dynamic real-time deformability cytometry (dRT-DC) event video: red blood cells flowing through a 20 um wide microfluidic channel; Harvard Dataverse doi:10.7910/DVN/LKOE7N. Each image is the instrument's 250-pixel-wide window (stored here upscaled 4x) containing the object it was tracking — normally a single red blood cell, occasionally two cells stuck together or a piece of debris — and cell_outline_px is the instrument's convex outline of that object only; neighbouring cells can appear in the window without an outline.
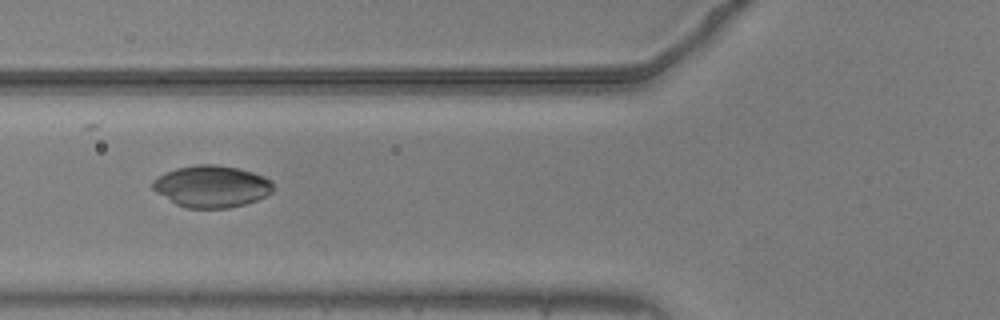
{"species": "common noctule bat (a hibernating species)", "species_latin": "Nyctalus noctula", "temperature_condition": "warm", "stored_images_in_passage": 33, "camera_frame_rate_fps": 3000, "um_per_image_px": 0.085, "animal": {"sex": "male", "body_mass_g": 20.5, "forearm_length_mm": 52.5}, "frame": {"image": 1, "passage_image": 9, "time_ms": 2.667, "image_size_px": [1000, 320], "cell_outline_px": [[272, 192], [256, 200], [244, 204], [228, 208], [188, 208], [176, 204], [156, 192], [152, 188], [152, 180], [176, 168], [196, 164], [216, 164], [240, 168], [264, 176], [272, 180]], "centroid_in_image_um": [17.99, 15.83], "position_along_channel_um": 107.8, "area_um2": 29.3}}
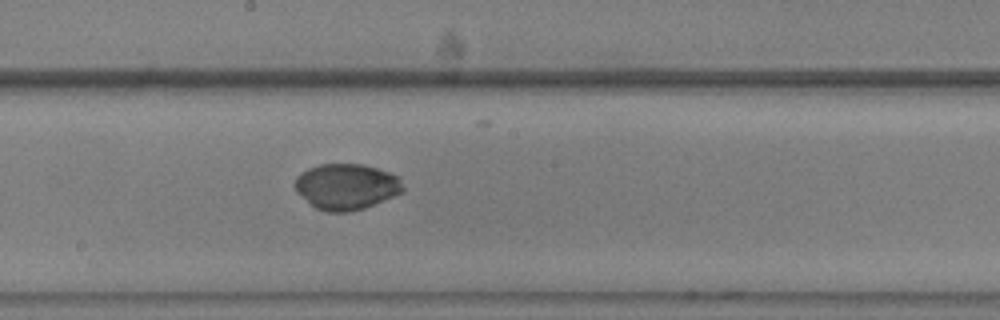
{"frame": {"image": 2, "passage_image": 18, "time_ms": 5.667, "image_size_px": [1000, 320], "cell_outline_px": [[404, 192], [364, 208], [348, 212], [324, 212], [316, 208], [296, 192], [296, 176], [300, 172], [308, 168], [320, 164], [364, 164], [400, 176], [404, 188]], "centroid_in_image_um": [29.46, 15.86], "position_along_channel_um": 218.7, "area_um2": 29.02}}
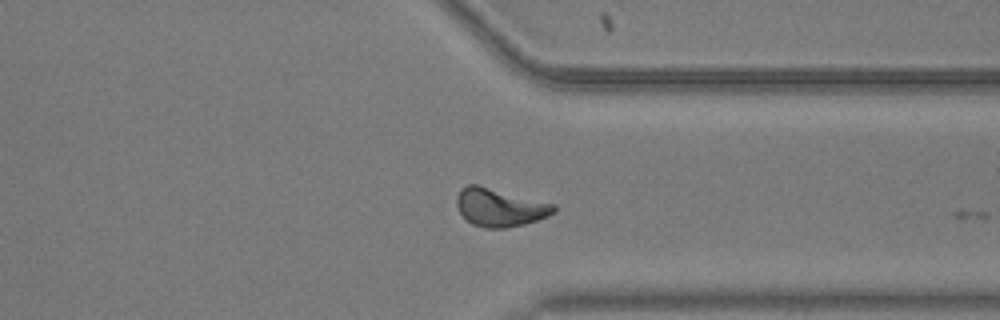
{"frame": {"image": 3, "passage_image": 30, "time_ms": 9.667, "image_size_px": [1000, 320], "cell_outline_px": [[556, 212], [548, 216], [524, 224], [508, 228], [484, 228], [472, 224], [460, 212], [456, 204], [456, 196], [460, 188], [468, 184], [476, 184], [556, 204]], "centroid_in_image_um": [42.48, 17.62], "position_along_channel_um": 368.9, "area_um2": 21.62}, "authors_computed_cell_mechanics": {"area_um2": 28.6688, "velocity_mm_per_s": 3.6899, "shape_relaxation_time_tau1_ms": 4.975, "shape_relaxation_time_tau2_ms": null, "deformation_change_tau1": 0.1102, "deformation_change_tau2": null}}